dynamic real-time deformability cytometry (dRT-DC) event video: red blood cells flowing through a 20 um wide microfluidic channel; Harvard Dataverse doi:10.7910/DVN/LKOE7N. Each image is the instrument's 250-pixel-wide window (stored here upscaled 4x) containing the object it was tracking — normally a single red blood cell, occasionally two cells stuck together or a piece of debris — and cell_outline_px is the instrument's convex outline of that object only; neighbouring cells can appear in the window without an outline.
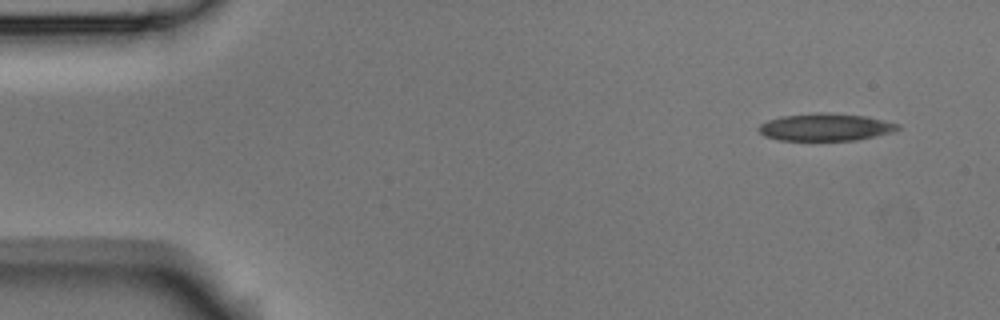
{"species": "Egyptian fruit bat (a non-hibernating species)", "species_latin": "Rousettus aegyptiacus", "temperature_condition": "room temperature", "stored_images_in_passage": 5, "segment_of_instrument_passage": [2, 2], "camera_frame_rate_fps": 3000, "um_per_image_px": 0.085, "animal": {"sex": "male"}, "frame": {"image": 1, "passage_image": 5, "time_ms": 1.333, "image_size_px": [1000, 320], "cell_outline_px": [[900, 128], [892, 132], [876, 136], [856, 140], [780, 140], [764, 136], [756, 128], [760, 124], [768, 120], [780, 116], [816, 112], [824, 112], [864, 116], [900, 124]], "centroid_in_image_um": [70.13, 10.8], "position_along_channel_um": 14.9, "area_um2": 22.2}}